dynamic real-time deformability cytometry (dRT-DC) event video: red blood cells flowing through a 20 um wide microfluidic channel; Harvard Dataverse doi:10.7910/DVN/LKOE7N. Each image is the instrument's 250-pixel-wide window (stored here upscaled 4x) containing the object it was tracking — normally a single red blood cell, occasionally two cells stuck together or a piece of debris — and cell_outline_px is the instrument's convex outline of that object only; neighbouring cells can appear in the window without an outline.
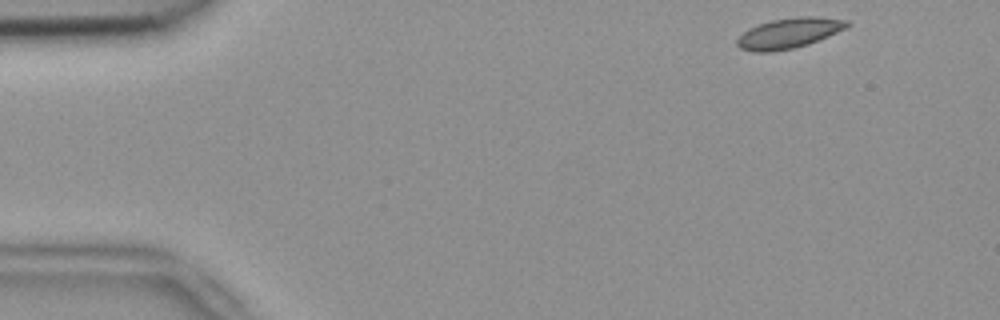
{"species": "common noctule bat (a hibernating species)", "species_latin": "Nyctalus noctula", "temperature_condition": "room temperature", "stored_images_in_passage": 49, "camera_frame_rate_fps": 3000, "um_per_image_px": 0.085, "animal": {"sex": "female", "body_mass_g": 18.4}, "frame": {"image": 1, "passage_image": 1, "time_ms": 0.0, "image_size_px": [1000, 320], "cell_outline_px": [[852, 24], [828, 36], [808, 44], [792, 48], [772, 52], [752, 52], [740, 48], [736, 44], [736, 40], [748, 28], [772, 20], [800, 16], [816, 16], [848, 20]], "centroid_in_image_um": [67.05, 2.81], "position_along_channel_um": 17.9, "area_um2": 19.31}}
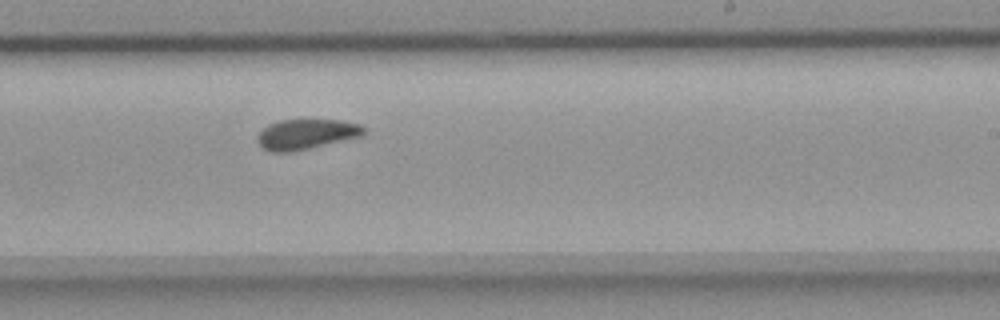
{"frame": {"image": 2, "passage_image": 28, "time_ms": 9.0, "image_size_px": [1000, 320], "cell_outline_px": [[364, 136], [292, 152], [272, 152], [264, 148], [260, 144], [256, 136], [268, 124], [280, 120], [336, 120], [360, 124], [364, 128]], "centroid_in_image_um": [26.04, 11.41], "position_along_channel_um": 263.0, "area_um2": 18.61}}
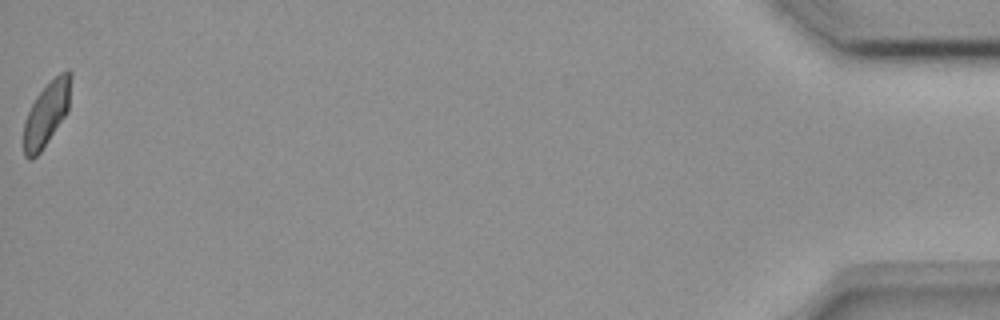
{"frame": {"image": 3, "passage_image": 49, "time_ms": 16.0, "image_size_px": [1000, 320], "cell_outline_px": [[72, 76], [68, 112], [40, 152], [32, 160], [28, 160], [24, 156], [24, 120], [36, 96], [60, 72], [68, 68], [72, 72]], "centroid_in_image_um": [3.98, 9.66], "position_along_channel_um": 431.2, "area_um2": 17.63}, "authors_computed_cell_mechanics": {"area_um2": 18.8428, "velocity_mm_per_s": 3.8, "shape_relaxation_time_tau1_ms": 10.4105, "shape_relaxation_time_tau2_ms": 1.8355, "deformation_change_tau1": 0.1307, "deformation_change_tau2": 0.0593}}